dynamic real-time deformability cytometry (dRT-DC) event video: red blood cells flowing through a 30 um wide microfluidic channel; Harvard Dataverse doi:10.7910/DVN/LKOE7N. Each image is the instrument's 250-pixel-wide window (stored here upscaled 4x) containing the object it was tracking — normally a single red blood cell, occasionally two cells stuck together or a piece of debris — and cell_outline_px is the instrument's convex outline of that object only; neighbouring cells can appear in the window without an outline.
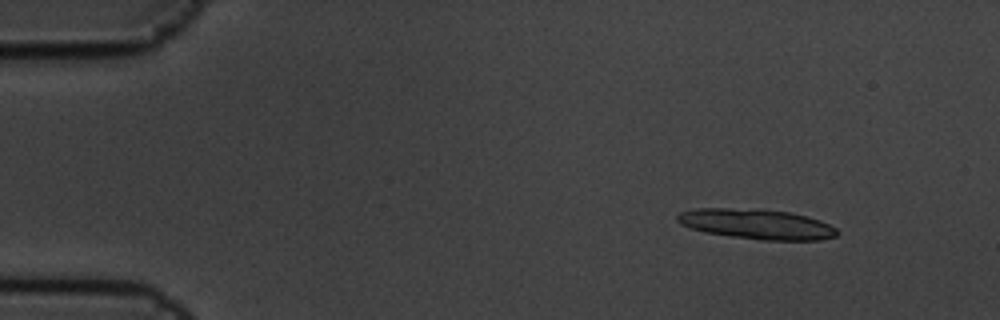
{"species": "common noctule bat (a hibernating species)", "species_latin": "Nyctalus noctula", "temperature_condition": "cold", "stored_images_in_passage": 6, "camera_frame_rate_fps": 3000, "um_per_image_px": 0.085, "animal": {"sex": "male", "body_mass_g": 19.5, "forearm_length_mm": 54.6}, "frame": {"image": 1, "passage_image": 2, "time_ms": 0.333, "image_size_px": [1000, 320], "cell_outline_px": [[840, 232], [836, 236], [820, 240], [760, 240], [704, 232], [688, 228], [680, 224], [676, 220], [676, 216], [680, 212], [696, 208], [728, 208], [792, 212], [820, 220], [836, 228]], "centroid_in_image_um": [64.3, 19.06], "position_along_channel_um": 20.7, "area_um2": 27.98}}